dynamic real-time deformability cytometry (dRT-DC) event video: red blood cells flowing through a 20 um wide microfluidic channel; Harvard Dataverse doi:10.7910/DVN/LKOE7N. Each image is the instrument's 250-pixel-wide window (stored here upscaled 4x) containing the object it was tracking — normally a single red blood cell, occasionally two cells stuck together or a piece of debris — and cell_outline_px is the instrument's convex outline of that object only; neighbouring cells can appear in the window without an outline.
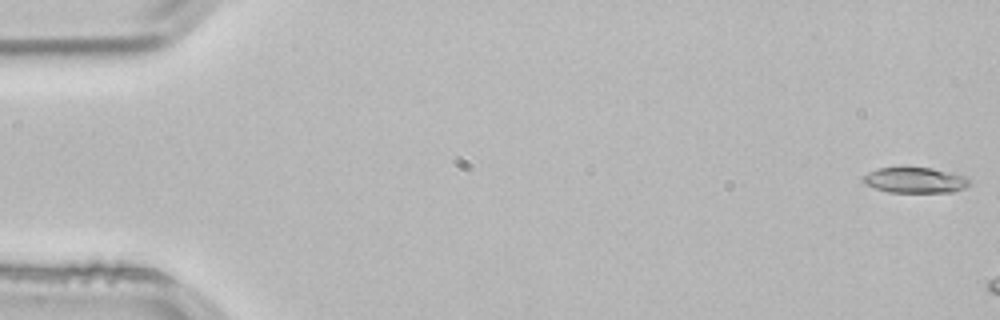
{"species": "common noctule bat (a hibernating species)", "species_latin": "Nyctalus noctula", "temperature_condition": "room temperature", "stored_images_in_passage": 11, "camera_frame_rate_fps": 3000, "um_per_image_px": 0.085, "animal": {"sex": "male", "body_mass_g": 21.5, "forearm_length_mm": 52.0}, "frame": {"image": 1, "passage_image": 1, "time_ms": 0.0, "image_size_px": [1000, 320], "cell_outline_px": [[968, 184], [964, 188], [952, 192], [888, 192], [864, 184], [860, 176], [876, 168], [932, 168], [964, 176], [968, 180]], "centroid_in_image_um": [77.7, 15.32], "position_along_channel_um": 7.3, "area_um2": 15.66}}